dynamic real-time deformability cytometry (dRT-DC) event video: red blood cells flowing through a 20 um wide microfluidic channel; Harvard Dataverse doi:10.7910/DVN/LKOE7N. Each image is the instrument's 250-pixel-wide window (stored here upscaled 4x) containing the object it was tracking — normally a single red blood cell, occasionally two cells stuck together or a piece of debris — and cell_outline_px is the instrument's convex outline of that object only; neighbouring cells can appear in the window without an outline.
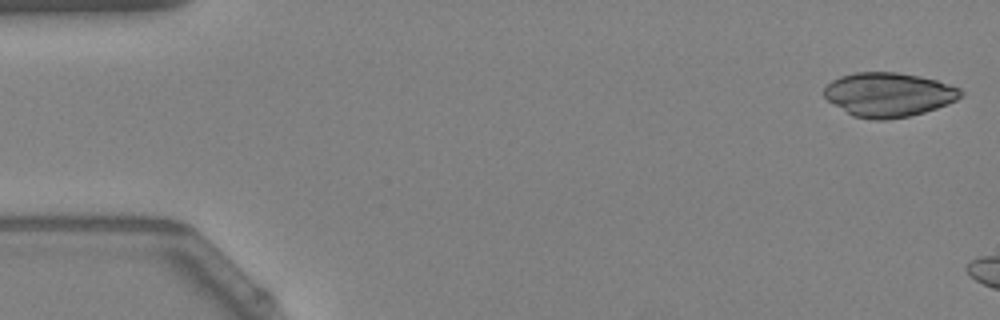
{"species": "Egyptian fruit bat (a non-hibernating species)", "species_latin": "Rousettus aegyptiacus", "temperature_condition": "warm", "stored_images_in_passage": 6, "camera_frame_rate_fps": 3000, "um_per_image_px": 0.085, "animal": {"sex": "female"}, "frame": {"image": 1, "passage_image": 1, "time_ms": 0.0, "image_size_px": [1000, 320], "cell_outline_px": [[964, 96], [948, 104], [924, 112], [908, 116], [884, 120], [876, 120], [852, 116], [828, 100], [824, 96], [824, 88], [832, 80], [840, 76], [856, 72], [896, 72], [920, 76], [936, 80], [960, 88], [964, 92]], "centroid_in_image_um": [75.55, 8.04], "position_along_channel_um": 9.5, "area_um2": 35.14}}